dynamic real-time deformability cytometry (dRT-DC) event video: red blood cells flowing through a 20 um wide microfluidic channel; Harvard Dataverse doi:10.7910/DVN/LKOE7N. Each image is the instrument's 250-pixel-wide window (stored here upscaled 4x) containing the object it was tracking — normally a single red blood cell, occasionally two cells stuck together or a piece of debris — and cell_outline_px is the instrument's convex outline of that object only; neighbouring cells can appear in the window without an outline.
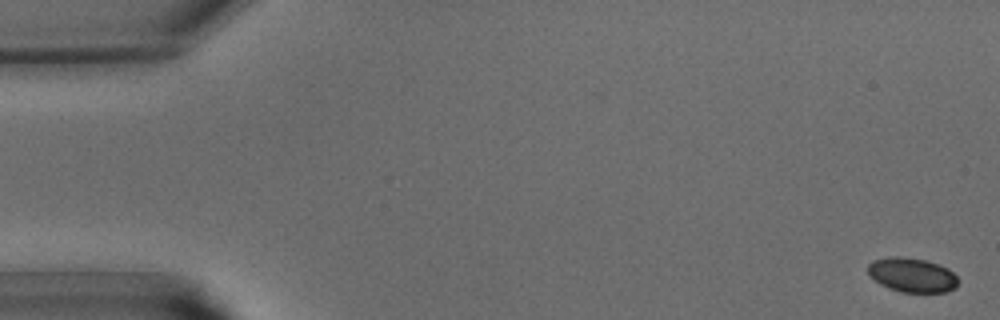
{"species": "common noctule bat (a hibernating species)", "species_latin": "Nyctalus noctula", "temperature_condition": "warm", "stored_images_in_passage": 42, "camera_frame_rate_fps": 3000, "um_per_image_px": 0.085, "animal": {"sex": "male", "body_mass_g": 15.6}, "frame": {"image": 1, "passage_image": 1, "time_ms": 0.0, "image_size_px": [1000, 320], "cell_outline_px": [[960, 280], [956, 288], [944, 292], [904, 292], [888, 288], [880, 284], [868, 276], [868, 264], [872, 260], [892, 256], [900, 256], [924, 260], [940, 264], [948, 268]], "centroid_in_image_um": [77.52, 23.37], "position_along_channel_um": 7.5, "area_um2": 18.26}}
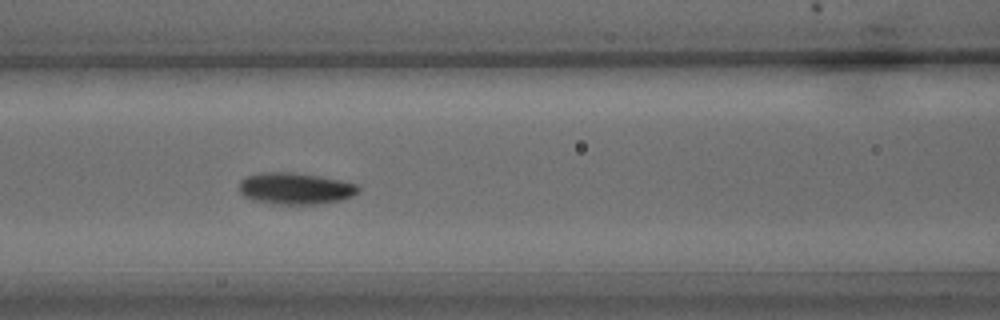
{"frame": {"image": 2, "passage_image": 18, "time_ms": 5.667, "image_size_px": [1000, 320], "cell_outline_px": [[364, 188], [360, 192], [344, 200], [316, 204], [276, 204], [252, 200], [244, 196], [240, 192], [240, 180], [244, 176], [260, 172], [292, 172], [320, 176], [340, 180], [356, 184]], "centroid_in_image_um": [25.13, 16.02], "position_along_channel_um": 141.5, "area_um2": 22.31}}
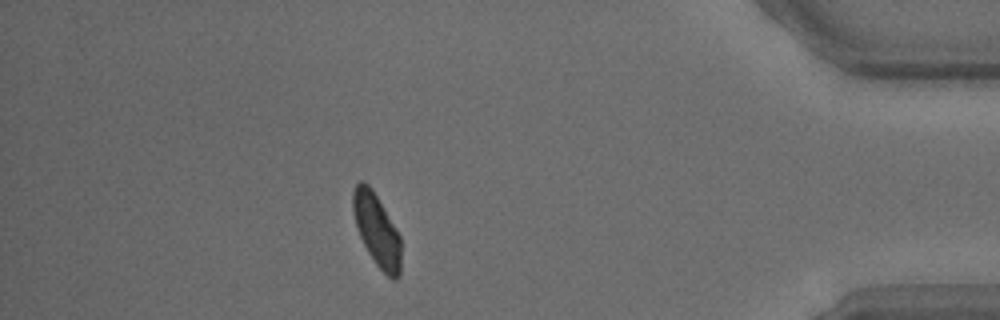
{"frame": {"image": 3, "passage_image": 37, "time_ms": 12.0, "image_size_px": [1000, 320], "cell_outline_px": [[400, 276], [396, 280], [392, 280], [376, 264], [368, 252], [356, 228], [352, 208], [352, 192], [356, 184], [360, 180], [364, 180], [372, 188], [400, 236]], "centroid_in_image_um": [32.0, 19.53], "position_along_channel_um": 403.2, "area_um2": 20.17}}